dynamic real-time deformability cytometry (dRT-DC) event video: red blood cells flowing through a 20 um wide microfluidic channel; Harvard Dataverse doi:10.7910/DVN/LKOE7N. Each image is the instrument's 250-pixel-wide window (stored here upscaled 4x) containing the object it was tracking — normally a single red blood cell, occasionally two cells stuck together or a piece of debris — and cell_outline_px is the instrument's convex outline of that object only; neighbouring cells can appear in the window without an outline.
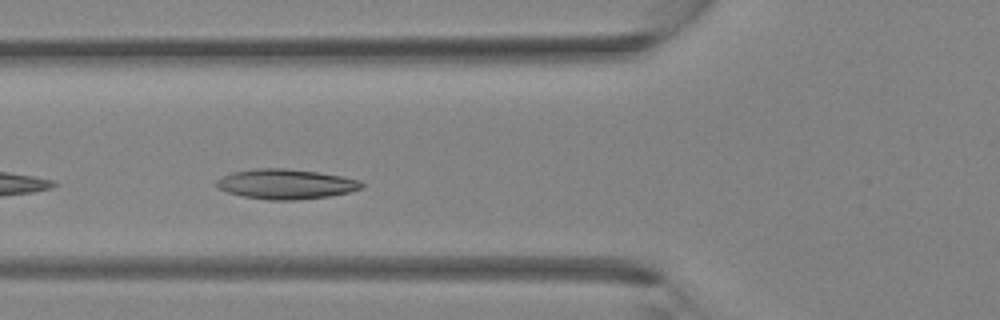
{"species": "Egyptian fruit bat (a non-hibernating species)", "species_latin": "Rousettus aegyptiacus", "temperature_condition": "room temperature", "stored_images_in_passage": 9, "camera_frame_rate_fps": 3000, "um_per_image_px": 0.085, "animal": {"sex": "female"}, "frame": {"image": 1, "passage_image": 3, "time_ms": 0.667, "image_size_px": [1000, 320], "cell_outline_px": [[364, 184], [360, 188], [348, 192], [328, 196], [296, 200], [268, 200], [244, 196], [228, 192], [216, 188], [212, 184], [216, 180], [232, 172], [256, 168], [284, 168], [320, 172], [360, 180]], "centroid_in_image_um": [24.25, 15.64], "position_along_channel_um": 101.6, "area_um2": 25.32}}
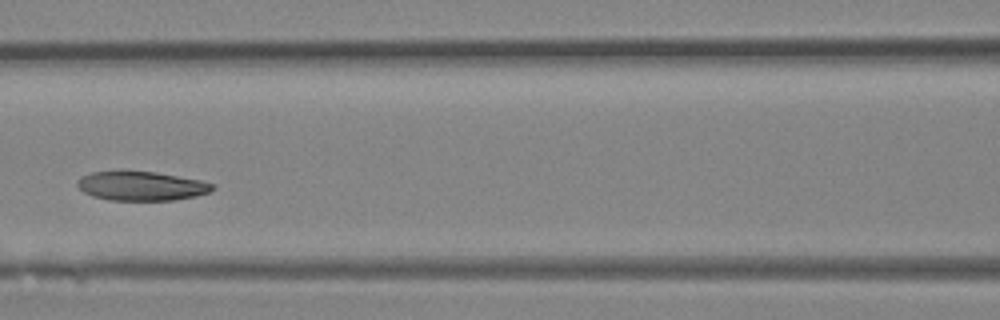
{"frame": {"image": 2, "passage_image": 6, "time_ms": 1.667, "image_size_px": [1000, 320], "cell_outline_px": [[216, 188], [208, 192], [196, 196], [176, 200], [108, 200], [92, 196], [84, 192], [76, 184], [84, 176], [92, 172], [156, 172], [200, 180], [216, 184]], "centroid_in_image_um": [12.08, 15.83], "position_along_channel_um": 154.5, "area_um2": 22.66}}